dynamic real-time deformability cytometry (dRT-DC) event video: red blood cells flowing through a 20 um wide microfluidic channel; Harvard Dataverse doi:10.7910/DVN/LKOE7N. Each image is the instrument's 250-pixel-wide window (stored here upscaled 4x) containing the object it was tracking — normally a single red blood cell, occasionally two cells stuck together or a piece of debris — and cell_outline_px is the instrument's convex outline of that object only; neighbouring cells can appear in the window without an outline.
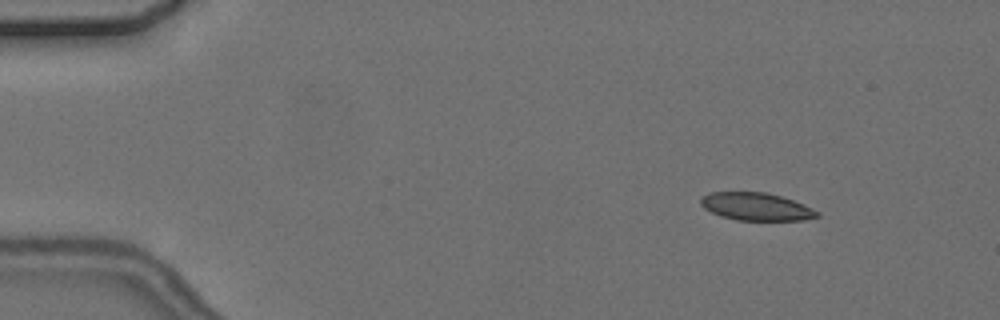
{"species": "common noctule bat (a hibernating species)", "species_latin": "Nyctalus noctula", "temperature_condition": "cold", "stored_images_in_passage": 6, "camera_frame_rate_fps": 3000, "um_per_image_px": 0.085, "animal": {"sex": "female", "body_mass_g": 24.6, "forearm_length_mm": 56.2}, "frame": {"image": 1, "passage_image": 2, "time_ms": 1.333, "image_size_px": [1000, 320], "cell_outline_px": [[820, 216], [804, 220], [736, 220], [720, 216], [704, 208], [700, 204], [700, 196], [708, 192], [764, 192], [780, 196], [804, 204], [820, 212]], "centroid_in_image_um": [64.25, 17.56], "position_along_channel_um": 20.7, "area_um2": 18.9}}
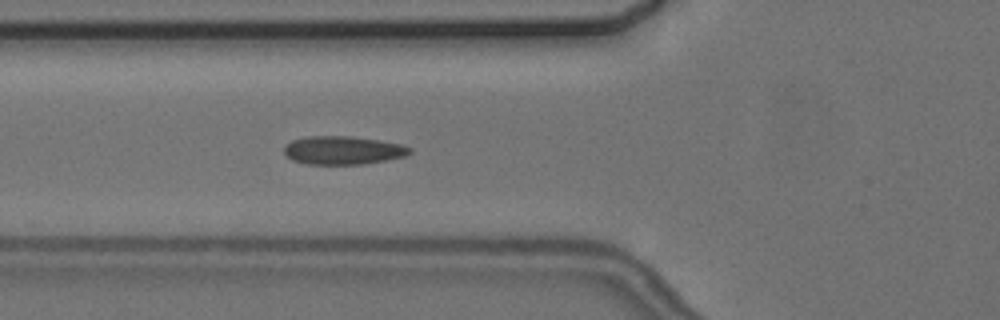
{"frame": {"image": 2, "passage_image": 6, "time_ms": 6.0, "image_size_px": [1000, 320], "cell_outline_px": [[412, 152], [404, 156], [364, 164], [308, 164], [292, 160], [284, 152], [284, 144], [292, 140], [308, 136], [352, 136], [380, 140], [400, 144], [412, 148]], "centroid_in_image_um": [29.13, 12.76], "position_along_channel_um": 96.7, "area_um2": 20.75}}